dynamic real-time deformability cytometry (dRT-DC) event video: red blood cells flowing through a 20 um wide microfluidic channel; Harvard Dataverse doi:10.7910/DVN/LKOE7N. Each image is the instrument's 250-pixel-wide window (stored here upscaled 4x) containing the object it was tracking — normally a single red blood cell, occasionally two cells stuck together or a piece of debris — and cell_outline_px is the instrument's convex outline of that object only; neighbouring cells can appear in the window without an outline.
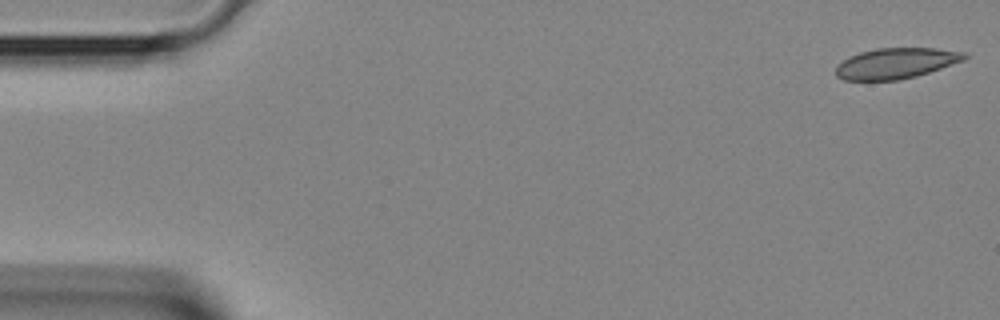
{"species": "Egyptian fruit bat (a non-hibernating species)", "species_latin": "Rousettus aegyptiacus", "temperature_condition": "room temperature", "stored_images_in_passage": 35, "camera_frame_rate_fps": 3000, "um_per_image_px": 0.085, "animal": {"sex": "female"}, "frame": {"image": 1, "passage_image": 1, "time_ms": 0.0, "image_size_px": [1000, 320], "cell_outline_px": [[968, 56], [964, 60], [916, 76], [900, 80], [844, 80], [836, 76], [836, 68], [844, 60], [860, 52], [876, 48], [936, 48], [968, 52]], "centroid_in_image_um": [76.19, 5.37], "position_along_channel_um": 8.8, "area_um2": 22.83}}
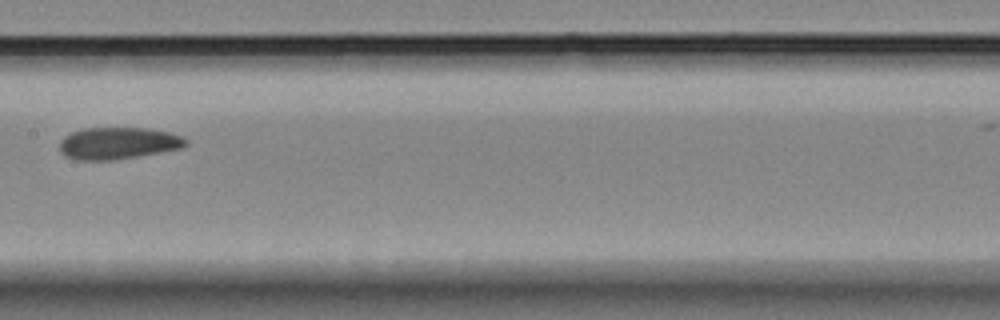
{"frame": {"image": 2, "passage_image": 20, "time_ms": 6.333, "image_size_px": [1000, 320], "cell_outline_px": [[188, 144], [184, 148], [112, 160], [72, 160], [64, 156], [60, 152], [60, 140], [64, 136], [72, 132], [84, 128], [144, 128], [168, 132], [184, 136], [188, 140]], "centroid_in_image_um": [10.03, 12.18], "position_along_channel_um": 197.4, "area_um2": 23.64}}
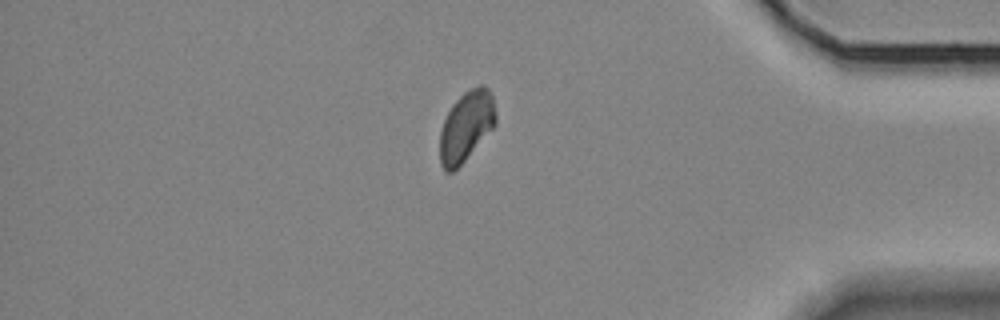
{"frame": {"image": 3, "passage_image": 34, "time_ms": 11.0, "image_size_px": [1000, 320], "cell_outline_px": [[496, 124], [464, 160], [452, 172], [444, 172], [440, 164], [440, 132], [444, 120], [452, 104], [468, 88], [480, 84], [484, 84], [488, 88], [492, 96], [496, 116]], "centroid_in_image_um": [39.62, 10.7], "position_along_channel_um": 395.6, "area_um2": 22.72}}